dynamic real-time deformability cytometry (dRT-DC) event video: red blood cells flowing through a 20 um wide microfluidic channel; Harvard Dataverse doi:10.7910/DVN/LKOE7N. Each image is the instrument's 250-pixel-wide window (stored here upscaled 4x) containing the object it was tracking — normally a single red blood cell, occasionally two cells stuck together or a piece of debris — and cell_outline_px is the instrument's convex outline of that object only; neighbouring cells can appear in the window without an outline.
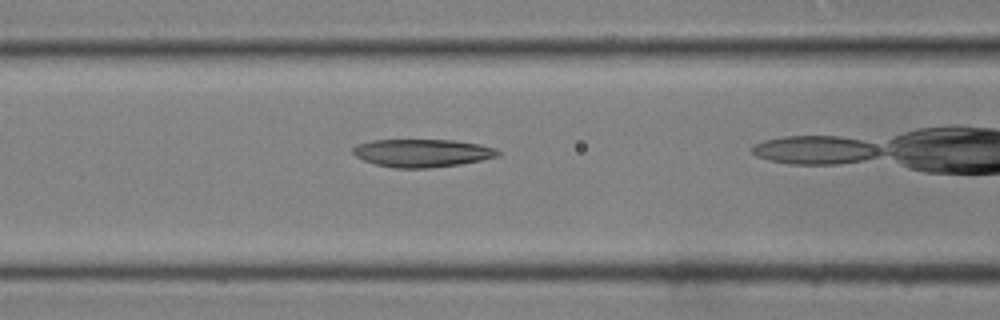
{"species": "common noctule bat (a hibernating species)", "species_latin": "Nyctalus noctula", "temperature_condition": "room temperature", "stored_images_in_passage": 13, "camera_frame_rate_fps": 3000, "um_per_image_px": 0.085, "animal": {"sex": "male", "body_mass_g": 19.0, "forearm_length_mm": 50.8}, "frame": {"image": 1, "passage_image": 8, "time_ms": 2.333, "image_size_px": [1000, 320], "cell_outline_px": [[500, 152], [496, 156], [480, 160], [460, 164], [428, 168], [392, 168], [376, 164], [364, 160], [356, 156], [352, 152], [352, 148], [356, 144], [372, 140], [452, 140], [480, 144], [496, 148]], "centroid_in_image_um": [35.85, 13.0], "position_along_channel_um": 130.7, "area_um2": 23.52}}